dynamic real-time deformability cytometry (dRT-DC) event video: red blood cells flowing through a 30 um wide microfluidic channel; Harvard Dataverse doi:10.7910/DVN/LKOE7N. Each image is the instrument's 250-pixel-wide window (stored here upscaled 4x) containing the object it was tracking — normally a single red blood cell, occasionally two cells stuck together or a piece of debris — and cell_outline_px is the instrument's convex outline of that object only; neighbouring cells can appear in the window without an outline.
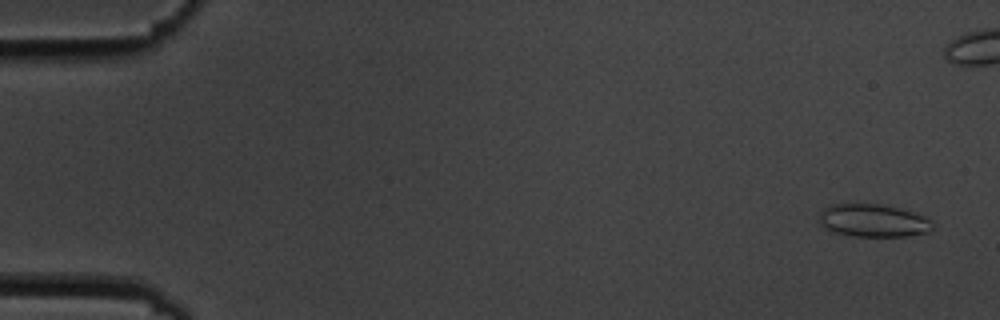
{"species": "common noctule bat (a hibernating species)", "species_latin": "Nyctalus noctula", "temperature_condition": "cold", "stored_images_in_passage": 49, "camera_frame_rate_fps": 3000, "um_per_image_px": 0.085, "animal": {"sex": "male", "body_mass_g": 19.5, "forearm_length_mm": 54.6}, "frame": {"image": 1, "passage_image": 3, "time_ms": 0.667, "image_size_px": [1000, 320], "cell_outline_px": [[932, 228], [928, 232], [908, 236], [852, 236], [832, 232], [824, 228], [816, 220], [820, 212], [824, 208], [832, 204], [880, 204], [900, 208], [924, 216], [932, 220]], "centroid_in_image_um": [74.17, 18.75], "position_along_channel_um": 10.8, "area_um2": 21.91}}
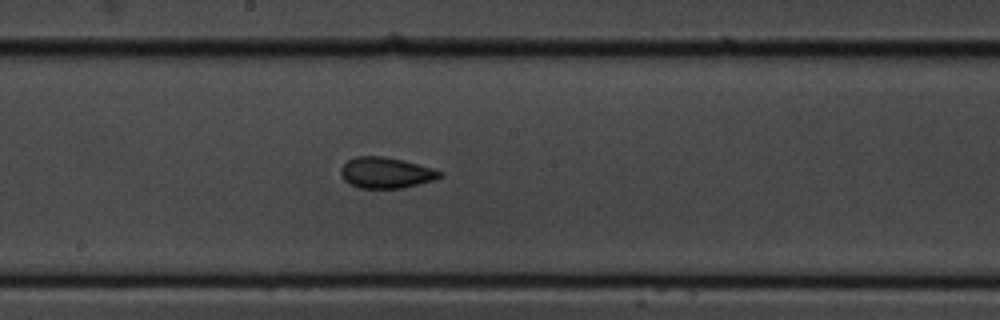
{"frame": {"image": 2, "passage_image": 31, "time_ms": 10.0, "image_size_px": [1000, 320], "cell_outline_px": [[444, 176], [436, 180], [404, 188], [360, 188], [348, 184], [344, 180], [340, 172], [340, 168], [348, 160], [356, 156], [384, 156], [432, 168], [444, 172]], "centroid_in_image_um": [32.82, 14.7], "position_along_channel_um": 215.4, "area_um2": 17.98}}
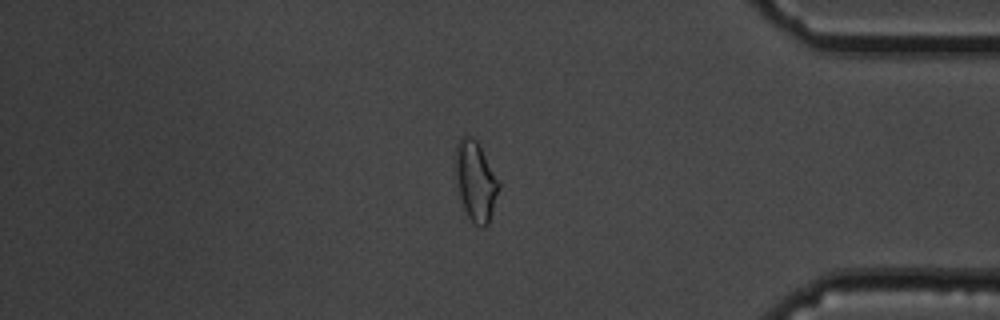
{"frame": {"image": 3, "passage_image": 48, "time_ms": 15.667, "image_size_px": [1000, 320], "cell_outline_px": [[500, 188], [488, 224], [484, 228], [480, 228], [468, 216], [464, 208], [460, 196], [456, 176], [456, 144], [460, 136], [472, 136], [476, 140], [500, 184]], "centroid_in_image_um": [40.43, 15.4], "position_along_channel_um": 394.8, "area_um2": 19.65}}